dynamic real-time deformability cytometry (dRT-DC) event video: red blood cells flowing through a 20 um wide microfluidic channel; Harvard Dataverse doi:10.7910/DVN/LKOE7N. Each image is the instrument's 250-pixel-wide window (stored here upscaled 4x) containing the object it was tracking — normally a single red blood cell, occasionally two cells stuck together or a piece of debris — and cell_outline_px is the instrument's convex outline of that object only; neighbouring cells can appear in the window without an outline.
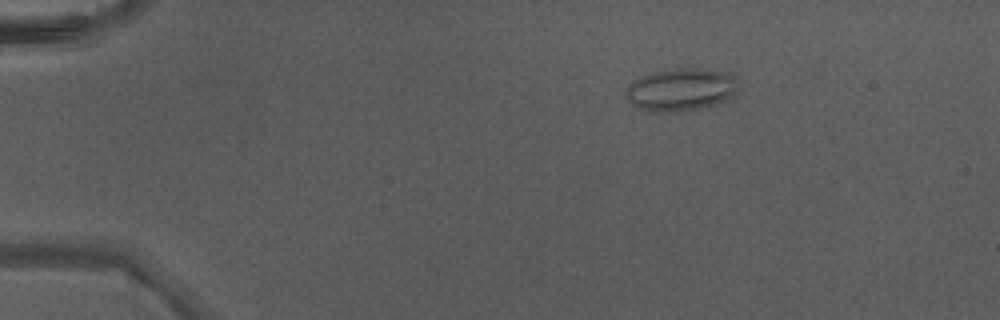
{"species": "Egyptian fruit bat (a non-hibernating species)", "species_latin": "Rousettus aegyptiacus", "temperature_condition": "warm", "stored_images_in_passage": 4, "camera_frame_rate_fps": 3000, "um_per_image_px": 0.085, "animal": {"sex": "male"}, "frame": {"image": 1, "passage_image": 2, "time_ms": 0.333, "image_size_px": [1000, 320], "cell_outline_px": [[740, 92], [732, 100], [720, 104], [700, 108], [664, 112], [648, 112], [632, 104], [624, 96], [624, 92], [628, 84], [632, 80], [640, 76], [664, 68], [708, 68], [732, 72], [736, 76]], "centroid_in_image_um": [57.96, 7.59], "position_along_channel_um": 27.0, "area_um2": 29.3}}